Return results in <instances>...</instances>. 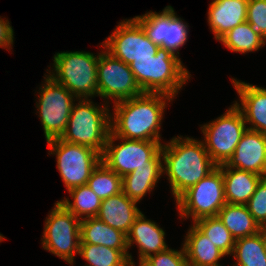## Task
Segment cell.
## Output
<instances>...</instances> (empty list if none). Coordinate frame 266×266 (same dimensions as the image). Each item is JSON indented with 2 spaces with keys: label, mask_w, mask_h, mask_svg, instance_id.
<instances>
[{
  "label": "cell",
  "mask_w": 266,
  "mask_h": 266,
  "mask_svg": "<svg viewBox=\"0 0 266 266\" xmlns=\"http://www.w3.org/2000/svg\"><path fill=\"white\" fill-rule=\"evenodd\" d=\"M69 198L59 200L68 211H70L75 217L81 219L96 217L98 215L101 199L85 184L71 188L67 191Z\"/></svg>",
  "instance_id": "484cf974"
},
{
  "label": "cell",
  "mask_w": 266,
  "mask_h": 266,
  "mask_svg": "<svg viewBox=\"0 0 266 266\" xmlns=\"http://www.w3.org/2000/svg\"><path fill=\"white\" fill-rule=\"evenodd\" d=\"M121 141L122 143H115ZM161 142L129 140L111 131L101 154V161L120 177L142 166H162Z\"/></svg>",
  "instance_id": "8992f818"
},
{
  "label": "cell",
  "mask_w": 266,
  "mask_h": 266,
  "mask_svg": "<svg viewBox=\"0 0 266 266\" xmlns=\"http://www.w3.org/2000/svg\"><path fill=\"white\" fill-rule=\"evenodd\" d=\"M129 67L142 92L164 93L174 99L191 77L181 59L162 47L153 58L136 59Z\"/></svg>",
  "instance_id": "3957f363"
},
{
  "label": "cell",
  "mask_w": 266,
  "mask_h": 266,
  "mask_svg": "<svg viewBox=\"0 0 266 266\" xmlns=\"http://www.w3.org/2000/svg\"><path fill=\"white\" fill-rule=\"evenodd\" d=\"M100 53L95 55L83 50L57 52L53 56V68L48 67L49 70L46 71L77 99L97 97V65Z\"/></svg>",
  "instance_id": "277c9868"
},
{
  "label": "cell",
  "mask_w": 266,
  "mask_h": 266,
  "mask_svg": "<svg viewBox=\"0 0 266 266\" xmlns=\"http://www.w3.org/2000/svg\"><path fill=\"white\" fill-rule=\"evenodd\" d=\"M182 243L188 266H222L219 261L227 256L194 224L186 232Z\"/></svg>",
  "instance_id": "ffe728a7"
},
{
  "label": "cell",
  "mask_w": 266,
  "mask_h": 266,
  "mask_svg": "<svg viewBox=\"0 0 266 266\" xmlns=\"http://www.w3.org/2000/svg\"><path fill=\"white\" fill-rule=\"evenodd\" d=\"M6 237L3 236V234L0 233V242L4 241Z\"/></svg>",
  "instance_id": "8d00e7d4"
},
{
  "label": "cell",
  "mask_w": 266,
  "mask_h": 266,
  "mask_svg": "<svg viewBox=\"0 0 266 266\" xmlns=\"http://www.w3.org/2000/svg\"><path fill=\"white\" fill-rule=\"evenodd\" d=\"M40 86L36 110L44 130L46 141L60 138L65 132L70 113L78 99L47 73Z\"/></svg>",
  "instance_id": "30bf717a"
},
{
  "label": "cell",
  "mask_w": 266,
  "mask_h": 266,
  "mask_svg": "<svg viewBox=\"0 0 266 266\" xmlns=\"http://www.w3.org/2000/svg\"><path fill=\"white\" fill-rule=\"evenodd\" d=\"M135 263L136 262H134V259L133 258H129L128 266H135V265H137ZM138 266H151V265L149 264V262L146 259H139Z\"/></svg>",
  "instance_id": "e575fe53"
},
{
  "label": "cell",
  "mask_w": 266,
  "mask_h": 266,
  "mask_svg": "<svg viewBox=\"0 0 266 266\" xmlns=\"http://www.w3.org/2000/svg\"><path fill=\"white\" fill-rule=\"evenodd\" d=\"M181 245L180 250L168 248L149 256L146 260L151 266H188L183 244Z\"/></svg>",
  "instance_id": "d6a6232c"
},
{
  "label": "cell",
  "mask_w": 266,
  "mask_h": 266,
  "mask_svg": "<svg viewBox=\"0 0 266 266\" xmlns=\"http://www.w3.org/2000/svg\"><path fill=\"white\" fill-rule=\"evenodd\" d=\"M218 41L230 51L242 54L258 51L266 45V41L252 31L247 21L228 31Z\"/></svg>",
  "instance_id": "4316f807"
},
{
  "label": "cell",
  "mask_w": 266,
  "mask_h": 266,
  "mask_svg": "<svg viewBox=\"0 0 266 266\" xmlns=\"http://www.w3.org/2000/svg\"><path fill=\"white\" fill-rule=\"evenodd\" d=\"M224 165L266 177V135L247 129Z\"/></svg>",
  "instance_id": "9a60e30c"
},
{
  "label": "cell",
  "mask_w": 266,
  "mask_h": 266,
  "mask_svg": "<svg viewBox=\"0 0 266 266\" xmlns=\"http://www.w3.org/2000/svg\"><path fill=\"white\" fill-rule=\"evenodd\" d=\"M80 244H94L116 250H129L127 235L110 227L97 217L81 219Z\"/></svg>",
  "instance_id": "7402d4cb"
},
{
  "label": "cell",
  "mask_w": 266,
  "mask_h": 266,
  "mask_svg": "<svg viewBox=\"0 0 266 266\" xmlns=\"http://www.w3.org/2000/svg\"><path fill=\"white\" fill-rule=\"evenodd\" d=\"M246 206L260 227L266 225V177L260 180Z\"/></svg>",
  "instance_id": "1f68e13d"
},
{
  "label": "cell",
  "mask_w": 266,
  "mask_h": 266,
  "mask_svg": "<svg viewBox=\"0 0 266 266\" xmlns=\"http://www.w3.org/2000/svg\"><path fill=\"white\" fill-rule=\"evenodd\" d=\"M87 185L101 200L120 194L123 188L122 177L102 161L93 170Z\"/></svg>",
  "instance_id": "f1b7e54d"
},
{
  "label": "cell",
  "mask_w": 266,
  "mask_h": 266,
  "mask_svg": "<svg viewBox=\"0 0 266 266\" xmlns=\"http://www.w3.org/2000/svg\"><path fill=\"white\" fill-rule=\"evenodd\" d=\"M230 79L239 97L234 104L243 113L248 129L266 135V88L237 78Z\"/></svg>",
  "instance_id": "2e32d148"
},
{
  "label": "cell",
  "mask_w": 266,
  "mask_h": 266,
  "mask_svg": "<svg viewBox=\"0 0 266 266\" xmlns=\"http://www.w3.org/2000/svg\"><path fill=\"white\" fill-rule=\"evenodd\" d=\"M77 101L60 139L91 147L102 154L111 131L110 105L107 103L98 105L92 99Z\"/></svg>",
  "instance_id": "5b68a950"
},
{
  "label": "cell",
  "mask_w": 266,
  "mask_h": 266,
  "mask_svg": "<svg viewBox=\"0 0 266 266\" xmlns=\"http://www.w3.org/2000/svg\"><path fill=\"white\" fill-rule=\"evenodd\" d=\"M146 218L141 212L127 234L128 249L136 244L139 259H147L149 256L169 248L165 242V230L156 222Z\"/></svg>",
  "instance_id": "e0dca14e"
},
{
  "label": "cell",
  "mask_w": 266,
  "mask_h": 266,
  "mask_svg": "<svg viewBox=\"0 0 266 266\" xmlns=\"http://www.w3.org/2000/svg\"><path fill=\"white\" fill-rule=\"evenodd\" d=\"M219 167L223 175L226 203L246 205L263 176L250 171L227 168L224 164Z\"/></svg>",
  "instance_id": "44dd1931"
},
{
  "label": "cell",
  "mask_w": 266,
  "mask_h": 266,
  "mask_svg": "<svg viewBox=\"0 0 266 266\" xmlns=\"http://www.w3.org/2000/svg\"><path fill=\"white\" fill-rule=\"evenodd\" d=\"M45 219L42 248L74 266L79 253L81 220L58 201Z\"/></svg>",
  "instance_id": "ba28073f"
},
{
  "label": "cell",
  "mask_w": 266,
  "mask_h": 266,
  "mask_svg": "<svg viewBox=\"0 0 266 266\" xmlns=\"http://www.w3.org/2000/svg\"><path fill=\"white\" fill-rule=\"evenodd\" d=\"M137 202L129 199L123 192L103 199L96 216L110 227L129 233L135 219L141 214Z\"/></svg>",
  "instance_id": "d6986e66"
},
{
  "label": "cell",
  "mask_w": 266,
  "mask_h": 266,
  "mask_svg": "<svg viewBox=\"0 0 266 266\" xmlns=\"http://www.w3.org/2000/svg\"><path fill=\"white\" fill-rule=\"evenodd\" d=\"M79 255L87 263L83 266H128L129 250H116L94 244H80Z\"/></svg>",
  "instance_id": "83f0119b"
},
{
  "label": "cell",
  "mask_w": 266,
  "mask_h": 266,
  "mask_svg": "<svg viewBox=\"0 0 266 266\" xmlns=\"http://www.w3.org/2000/svg\"><path fill=\"white\" fill-rule=\"evenodd\" d=\"M102 44L108 53L127 65L136 59L153 58L159 48L134 18L121 20Z\"/></svg>",
  "instance_id": "5bb4252c"
},
{
  "label": "cell",
  "mask_w": 266,
  "mask_h": 266,
  "mask_svg": "<svg viewBox=\"0 0 266 266\" xmlns=\"http://www.w3.org/2000/svg\"><path fill=\"white\" fill-rule=\"evenodd\" d=\"M161 152L163 174L175 200L217 167L203 141L193 137L174 136L162 144Z\"/></svg>",
  "instance_id": "7a4b0ae2"
},
{
  "label": "cell",
  "mask_w": 266,
  "mask_h": 266,
  "mask_svg": "<svg viewBox=\"0 0 266 266\" xmlns=\"http://www.w3.org/2000/svg\"><path fill=\"white\" fill-rule=\"evenodd\" d=\"M100 46L97 84L98 96L103 102L110 105V101L116 103L142 94L129 65L108 53L102 43Z\"/></svg>",
  "instance_id": "7c38bea8"
},
{
  "label": "cell",
  "mask_w": 266,
  "mask_h": 266,
  "mask_svg": "<svg viewBox=\"0 0 266 266\" xmlns=\"http://www.w3.org/2000/svg\"><path fill=\"white\" fill-rule=\"evenodd\" d=\"M217 216L235 240L260 232L261 227L254 220L246 205L226 203Z\"/></svg>",
  "instance_id": "cb8c5ba5"
},
{
  "label": "cell",
  "mask_w": 266,
  "mask_h": 266,
  "mask_svg": "<svg viewBox=\"0 0 266 266\" xmlns=\"http://www.w3.org/2000/svg\"><path fill=\"white\" fill-rule=\"evenodd\" d=\"M214 245L227 256L232 254L235 238L218 216L204 217L193 223Z\"/></svg>",
  "instance_id": "f546056e"
},
{
  "label": "cell",
  "mask_w": 266,
  "mask_h": 266,
  "mask_svg": "<svg viewBox=\"0 0 266 266\" xmlns=\"http://www.w3.org/2000/svg\"><path fill=\"white\" fill-rule=\"evenodd\" d=\"M252 31L266 41V0H249L247 19Z\"/></svg>",
  "instance_id": "4dcf8cb0"
},
{
  "label": "cell",
  "mask_w": 266,
  "mask_h": 266,
  "mask_svg": "<svg viewBox=\"0 0 266 266\" xmlns=\"http://www.w3.org/2000/svg\"><path fill=\"white\" fill-rule=\"evenodd\" d=\"M261 234L263 236L264 242H265V247H266V225L261 226L260 228Z\"/></svg>",
  "instance_id": "d590c367"
},
{
  "label": "cell",
  "mask_w": 266,
  "mask_h": 266,
  "mask_svg": "<svg viewBox=\"0 0 266 266\" xmlns=\"http://www.w3.org/2000/svg\"><path fill=\"white\" fill-rule=\"evenodd\" d=\"M232 257L233 266H266V247L261 231L236 240Z\"/></svg>",
  "instance_id": "d4e9b609"
},
{
  "label": "cell",
  "mask_w": 266,
  "mask_h": 266,
  "mask_svg": "<svg viewBox=\"0 0 266 266\" xmlns=\"http://www.w3.org/2000/svg\"><path fill=\"white\" fill-rule=\"evenodd\" d=\"M174 202L180 218L192 223L204 217L217 216L226 204L222 170L217 166L197 184L188 188Z\"/></svg>",
  "instance_id": "9c48e42d"
},
{
  "label": "cell",
  "mask_w": 266,
  "mask_h": 266,
  "mask_svg": "<svg viewBox=\"0 0 266 266\" xmlns=\"http://www.w3.org/2000/svg\"><path fill=\"white\" fill-rule=\"evenodd\" d=\"M163 175L162 166H142L122 177V192L131 200L140 202L157 187Z\"/></svg>",
  "instance_id": "603a6c76"
},
{
  "label": "cell",
  "mask_w": 266,
  "mask_h": 266,
  "mask_svg": "<svg viewBox=\"0 0 266 266\" xmlns=\"http://www.w3.org/2000/svg\"><path fill=\"white\" fill-rule=\"evenodd\" d=\"M200 126L205 149L217 166L228 161L248 129L243 113L234 102L221 116Z\"/></svg>",
  "instance_id": "52a82bcc"
},
{
  "label": "cell",
  "mask_w": 266,
  "mask_h": 266,
  "mask_svg": "<svg viewBox=\"0 0 266 266\" xmlns=\"http://www.w3.org/2000/svg\"><path fill=\"white\" fill-rule=\"evenodd\" d=\"M14 30L8 18L0 16V48L11 50L14 44Z\"/></svg>",
  "instance_id": "836d02e7"
},
{
  "label": "cell",
  "mask_w": 266,
  "mask_h": 266,
  "mask_svg": "<svg viewBox=\"0 0 266 266\" xmlns=\"http://www.w3.org/2000/svg\"><path fill=\"white\" fill-rule=\"evenodd\" d=\"M174 98L164 93H149L116 102L110 113L111 132L129 140L161 142L160 129L168 103Z\"/></svg>",
  "instance_id": "6da1fadb"
},
{
  "label": "cell",
  "mask_w": 266,
  "mask_h": 266,
  "mask_svg": "<svg viewBox=\"0 0 266 266\" xmlns=\"http://www.w3.org/2000/svg\"><path fill=\"white\" fill-rule=\"evenodd\" d=\"M134 19L143 28L146 36L157 46L171 51L179 57V48L188 40V23L178 17L174 8L170 5L160 12L144 13L135 16Z\"/></svg>",
  "instance_id": "4fadbf2b"
},
{
  "label": "cell",
  "mask_w": 266,
  "mask_h": 266,
  "mask_svg": "<svg viewBox=\"0 0 266 266\" xmlns=\"http://www.w3.org/2000/svg\"><path fill=\"white\" fill-rule=\"evenodd\" d=\"M248 1L212 0L207 12V22L217 41L228 31L246 21Z\"/></svg>",
  "instance_id": "ac0fdd59"
},
{
  "label": "cell",
  "mask_w": 266,
  "mask_h": 266,
  "mask_svg": "<svg viewBox=\"0 0 266 266\" xmlns=\"http://www.w3.org/2000/svg\"><path fill=\"white\" fill-rule=\"evenodd\" d=\"M47 142L48 155L56 156V165L67 191L85 185L101 162V154L91 147L63 141L60 138Z\"/></svg>",
  "instance_id": "8fae6325"
}]
</instances>
